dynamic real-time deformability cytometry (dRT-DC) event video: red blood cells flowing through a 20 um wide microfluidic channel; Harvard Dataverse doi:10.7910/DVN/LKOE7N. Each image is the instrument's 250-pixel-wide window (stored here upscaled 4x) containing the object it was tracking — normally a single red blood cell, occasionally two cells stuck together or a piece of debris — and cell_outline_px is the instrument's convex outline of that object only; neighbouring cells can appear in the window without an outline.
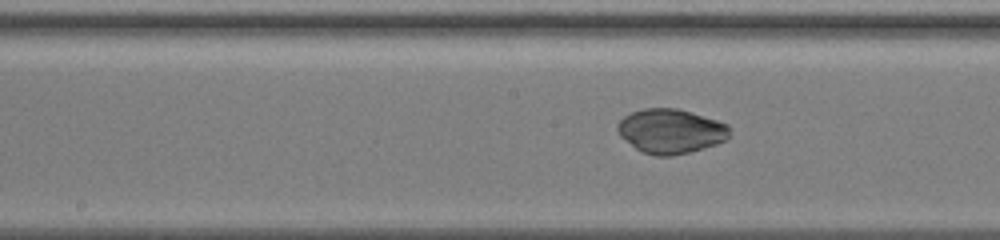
{"species": "common noctule bat (a hibernating species)", "species_latin": "Nyctalus noctula", "temperature_condition": "warm", "stored_images_in_passage": 111, "camera_frame_rate_fps": 3000, "um_per_image_px": 0.085, "animal": {"sex": "female", "body_mass_g": 19.5, "forearm_length_mm": 54.1}, "frame": {"image": 1, "passage_image": 70, "time_ms": 13.667, "image_size_px": [1000, 240], "cell_outline_px": [[728, 140], [704, 148], [672, 156], [656, 156], [644, 152], [636, 148], [620, 136], [616, 128], [616, 124], [624, 116], [632, 112], [644, 108], [676, 108], [692, 112], [728, 124]], "centroid_in_image_um": [57.0, 11.14], "position_along_channel_um": 191.2, "area_um2": 28.96}}
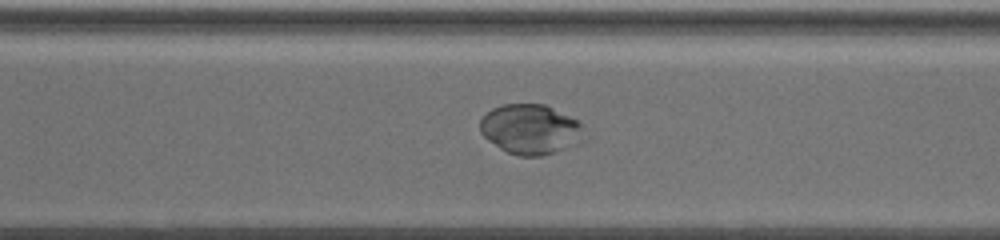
{"frame": {"image": 2, "passage_image": 86, "time_ms": 18.333, "image_size_px": [1000, 240], "cell_outline_px": [[588, 140], [580, 144], [540, 156], [516, 156], [500, 148], [488, 140], [480, 132], [480, 120], [492, 108], [504, 104], [544, 104], [576, 120], [580, 124]], "centroid_in_image_um": [45.12, 11.01], "position_along_channel_um": 325.5, "area_um2": 30.35}}
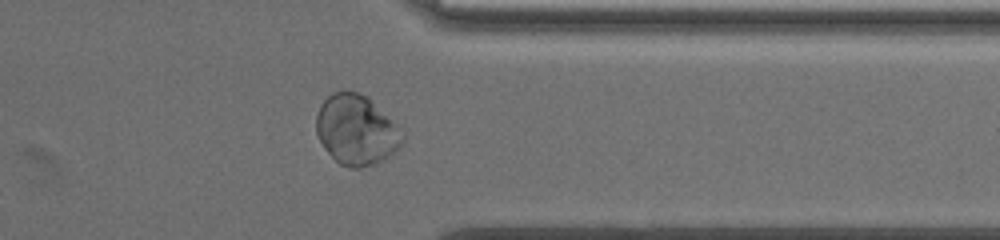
{"frame": {"image": 3, "passage_image": 92, "time_ms": 20.333, "image_size_px": [1000, 240], "cell_outline_px": [[404, 144], [400, 148], [384, 160], [376, 164], [360, 168], [348, 168], [340, 164], [324, 148], [316, 132], [316, 116], [320, 104], [332, 92], [356, 92], [368, 96], [400, 124], [404, 128]], "centroid_in_image_um": [30.36, 11.05], "position_along_channel_um": 381.0, "area_um2": 36.01}}